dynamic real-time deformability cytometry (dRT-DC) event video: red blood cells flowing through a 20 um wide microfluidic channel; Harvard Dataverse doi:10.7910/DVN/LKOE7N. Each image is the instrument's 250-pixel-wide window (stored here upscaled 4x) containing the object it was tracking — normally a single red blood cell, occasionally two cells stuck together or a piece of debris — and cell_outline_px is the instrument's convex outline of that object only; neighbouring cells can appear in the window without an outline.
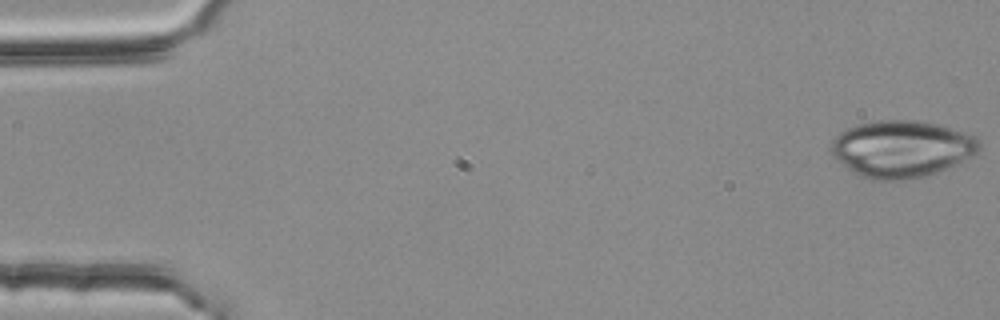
{"species": "common noctule bat (a hibernating species)", "species_latin": "Nyctalus noctula", "temperature_condition": "room temperature", "stored_images_in_passage": 54, "camera_frame_rate_fps": 3000, "um_per_image_px": 0.085, "animal": {"sex": "female", "body_mass_g": 25.1}, "frame": {"image": 1, "passage_image": 1, "time_ms": 0.0, "image_size_px": [1000, 320], "cell_outline_px": [[980, 148], [972, 156], [936, 172], [924, 176], [904, 180], [872, 180], [860, 176], [852, 172], [832, 156], [832, 140], [840, 132], [856, 124], [880, 120], [916, 120], [936, 124], [964, 132], [976, 136], [980, 144]], "centroid_in_image_um": [76.61, 12.65], "position_along_channel_um": 8.4, "area_um2": 48.84}}
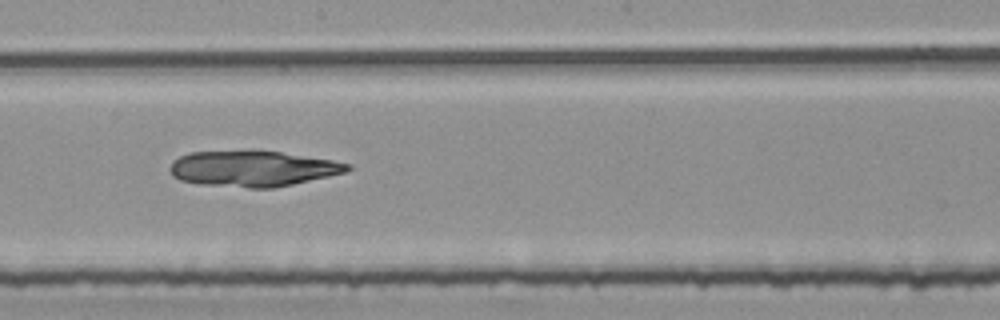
{"frame": {"image": 2, "passage_image": 30, "time_ms": 9.667, "image_size_px": [1000, 320], "cell_outline_px": [[352, 168], [344, 172], [328, 176], [292, 184], [272, 188], [248, 188], [200, 184], [180, 180], [172, 176], [168, 168], [172, 160], [188, 152], [248, 148], [252, 148], [280, 152], [332, 160], [352, 164]], "centroid_in_image_um": [21.4, 14.29], "position_along_channel_um": 226.8, "area_um2": 37.86}}
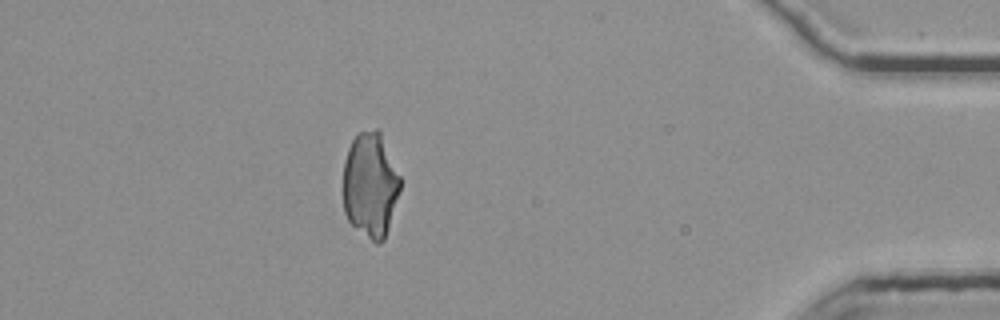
{"frame": {"image": 3, "passage_image": 48, "time_ms": 15.667, "image_size_px": [1000, 320], "cell_outline_px": [[400, 188], [388, 228], [384, 240], [380, 244], [376, 244], [352, 224], [348, 220], [344, 212], [344, 160], [348, 148], [352, 140], [360, 132], [376, 128], [380, 132], [400, 176]], "centroid_in_image_um": [31.47, 15.72], "position_along_channel_um": 403.7, "area_um2": 34.56}}